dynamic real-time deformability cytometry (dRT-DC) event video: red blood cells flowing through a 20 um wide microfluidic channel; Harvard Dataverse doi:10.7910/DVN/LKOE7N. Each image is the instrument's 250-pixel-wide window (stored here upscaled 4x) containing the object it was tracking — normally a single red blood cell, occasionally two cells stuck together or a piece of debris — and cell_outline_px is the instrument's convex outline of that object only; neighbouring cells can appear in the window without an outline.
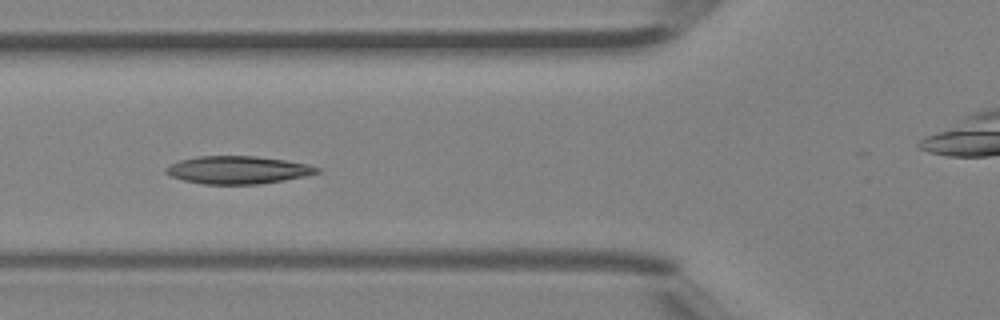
{"species": "Egyptian fruit bat (a non-hibernating species)", "species_latin": "Rousettus aegyptiacus", "temperature_condition": "room temperature", "stored_images_in_passage": 4, "camera_frame_rate_fps": 3000, "um_per_image_px": 0.085, "animal": {"sex": "female"}, "frame": {"image": 1, "passage_image": 4, "time_ms": 1.0, "image_size_px": [1000, 320], "cell_outline_px": [[320, 172], [304, 176], [284, 180], [260, 184], [204, 184], [184, 180], [168, 176], [164, 172], [164, 168], [180, 160], [200, 156], [256, 156], [284, 160], [308, 164], [320, 168]], "centroid_in_image_um": [20.19, 14.45], "position_along_channel_um": 105.6, "area_um2": 24.39}}